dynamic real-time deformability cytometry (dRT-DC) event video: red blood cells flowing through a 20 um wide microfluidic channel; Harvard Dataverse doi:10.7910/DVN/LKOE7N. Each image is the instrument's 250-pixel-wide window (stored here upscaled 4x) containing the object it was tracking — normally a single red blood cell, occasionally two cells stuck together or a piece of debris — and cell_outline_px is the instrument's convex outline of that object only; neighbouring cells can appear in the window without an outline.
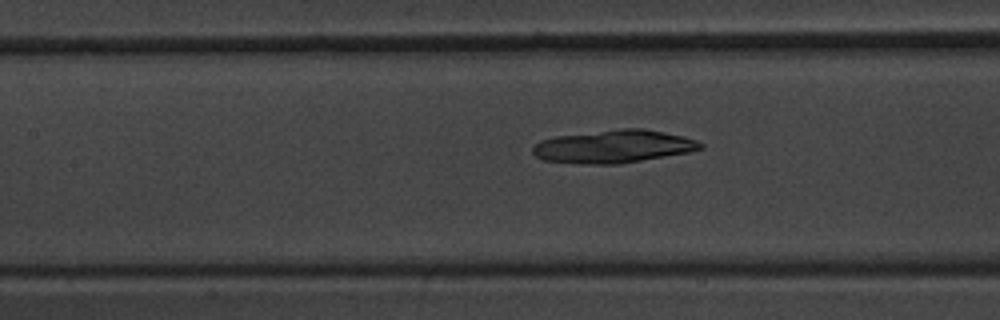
{"species": "common noctule bat (a hibernating species)", "species_latin": "Nyctalus noctula", "temperature_condition": "warm", "stored_images_in_passage": 38, "camera_frame_rate_fps": 3000, "um_per_image_px": 0.085, "animal": {"sex": "male", "body_mass_g": 20.1, "forearm_length_mm": 53.5}, "frame": {"image": 1, "passage_image": 10, "time_ms": 3.0, "image_size_px": [1000, 320], "cell_outline_px": [[704, 148], [688, 152], [620, 164], [588, 164], [544, 160], [536, 156], [532, 152], [532, 148], [540, 140], [556, 136], [620, 128], [644, 128], [680, 136], [696, 140], [704, 144]], "centroid_in_image_um": [52.15, 12.45], "position_along_channel_um": 155.3, "area_um2": 31.96}}
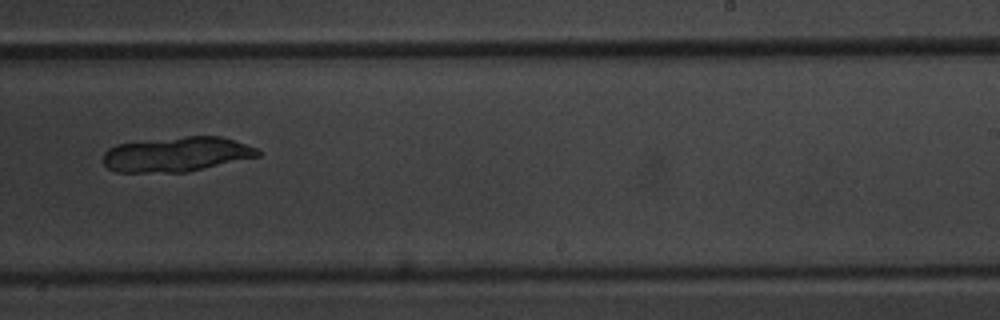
{"frame": {"image": 2, "passage_image": 19, "time_ms": 6.0, "image_size_px": [1000, 320], "cell_outline_px": [[260, 156], [188, 172], [116, 172], [108, 168], [104, 164], [104, 152], [108, 148], [116, 144], [184, 136], [220, 136], [256, 148], [260, 152]], "centroid_in_image_um": [15.0, 13.12], "position_along_channel_um": 274.0, "area_um2": 31.21}}